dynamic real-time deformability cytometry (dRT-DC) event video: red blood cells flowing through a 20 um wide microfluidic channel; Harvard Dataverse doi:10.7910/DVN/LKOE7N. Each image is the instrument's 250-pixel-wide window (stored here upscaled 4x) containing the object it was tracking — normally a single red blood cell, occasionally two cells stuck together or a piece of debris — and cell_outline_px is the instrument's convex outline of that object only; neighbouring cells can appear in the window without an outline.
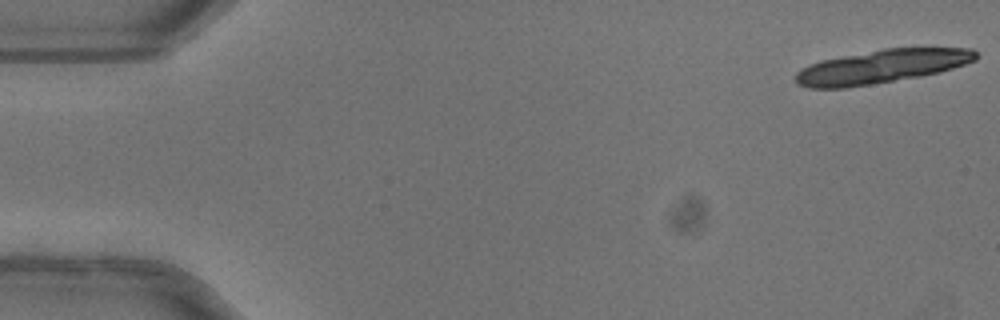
{"species": "common noctule bat (a hibernating species)", "species_latin": "Nyctalus noctula", "temperature_condition": "warm", "stored_images_in_passage": 18, "camera_frame_rate_fps": 3000, "um_per_image_px": 0.085, "animal": {"sex": "female"}, "frame": {"image": 1, "passage_image": 1, "time_ms": 0.0, "image_size_px": [1000, 320], "cell_outline_px": [[976, 60], [952, 68], [920, 76], [844, 88], [812, 88], [796, 84], [796, 72], [808, 64], [820, 60], [884, 48], [972, 48], [976, 52]], "centroid_in_image_um": [74.89, 5.65], "position_along_channel_um": 10.1, "area_um2": 34.85}}